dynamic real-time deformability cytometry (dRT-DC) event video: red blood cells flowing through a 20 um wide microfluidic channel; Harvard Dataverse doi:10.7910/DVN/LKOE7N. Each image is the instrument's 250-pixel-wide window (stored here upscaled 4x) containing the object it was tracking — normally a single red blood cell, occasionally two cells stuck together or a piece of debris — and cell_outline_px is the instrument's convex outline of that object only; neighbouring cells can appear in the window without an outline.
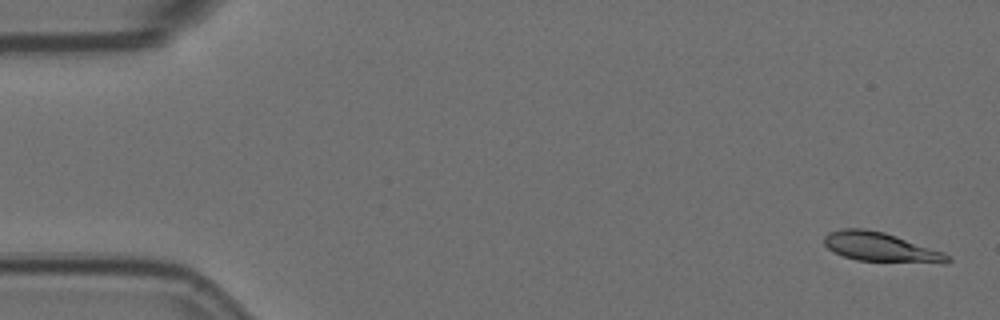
{"species": "Egyptian fruit bat (a non-hibernating species)", "species_latin": "Rousettus aegyptiacus", "temperature_condition": "room temperature", "stored_images_in_passage": 5, "camera_frame_rate_fps": 3000, "um_per_image_px": 0.085, "animal": {"sex": "female"}, "frame": {"image": 1, "passage_image": 1, "time_ms": 0.0, "image_size_px": [1000, 320], "cell_outline_px": [[952, 260], [948, 264], [944, 264], [856, 260], [844, 256], [828, 248], [824, 244], [824, 236], [828, 232], [844, 228], [864, 228], [884, 232], [944, 252], [952, 256]], "centroid_in_image_um": [74.92, 21.02], "position_along_channel_um": 10.1, "area_um2": 21.27}}
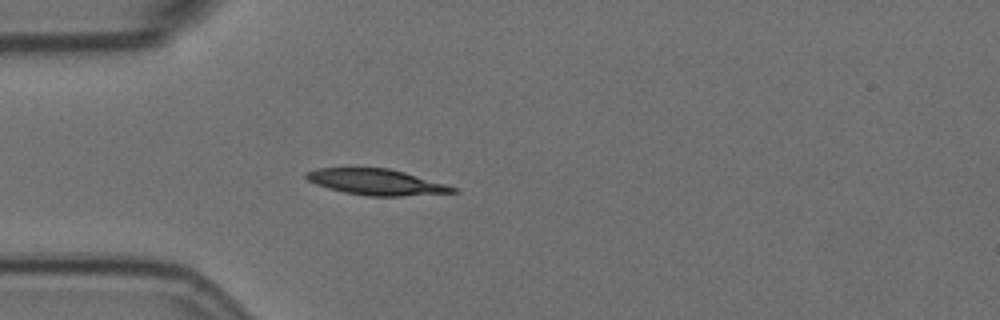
{"frame": {"image": 2, "passage_image": 5, "time_ms": 1.333, "image_size_px": [1000, 320], "cell_outline_px": [[460, 192], [400, 196], [368, 196], [344, 192], [328, 188], [316, 184], [308, 180], [304, 176], [304, 172], [316, 168], [388, 168], [404, 172], [448, 184], [460, 188]], "centroid_in_image_um": [32.03, 15.47], "position_along_channel_um": 53.0, "area_um2": 22.31}}